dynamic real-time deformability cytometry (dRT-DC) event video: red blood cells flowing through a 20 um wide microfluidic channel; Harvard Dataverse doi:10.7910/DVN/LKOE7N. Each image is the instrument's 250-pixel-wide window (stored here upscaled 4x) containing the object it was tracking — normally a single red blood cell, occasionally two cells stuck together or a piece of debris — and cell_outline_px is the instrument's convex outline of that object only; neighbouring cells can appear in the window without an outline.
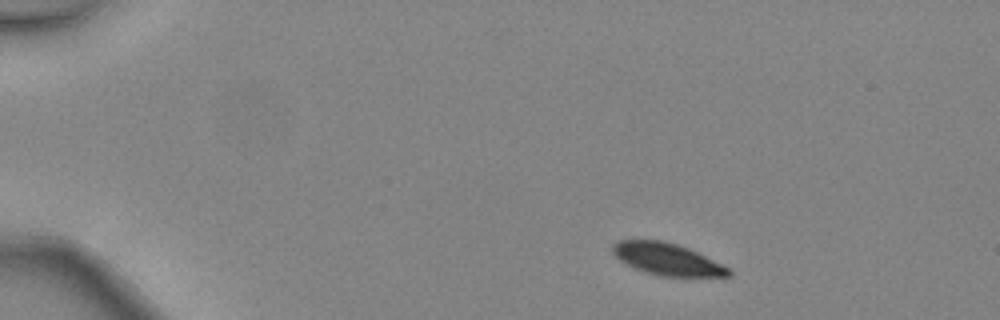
{"species": "common noctule bat (a hibernating species)", "species_latin": "Nyctalus noctula", "temperature_condition": "warm", "stored_images_in_passage": 3, "camera_frame_rate_fps": 3000, "um_per_image_px": 0.085, "animal": {"sex": "female", "body_mass_g": 24.6, "forearm_length_mm": 56.2}, "frame": {"image": 1, "passage_image": 1, "time_ms": 0.0, "image_size_px": [1000, 320], "cell_outline_px": [[732, 276], [660, 276], [644, 272], [620, 260], [612, 252], [612, 244], [620, 240], [660, 240], [676, 244], [688, 248], [732, 268]], "centroid_in_image_um": [56.74, 22.03], "position_along_channel_um": 28.3, "area_um2": 21.5}}